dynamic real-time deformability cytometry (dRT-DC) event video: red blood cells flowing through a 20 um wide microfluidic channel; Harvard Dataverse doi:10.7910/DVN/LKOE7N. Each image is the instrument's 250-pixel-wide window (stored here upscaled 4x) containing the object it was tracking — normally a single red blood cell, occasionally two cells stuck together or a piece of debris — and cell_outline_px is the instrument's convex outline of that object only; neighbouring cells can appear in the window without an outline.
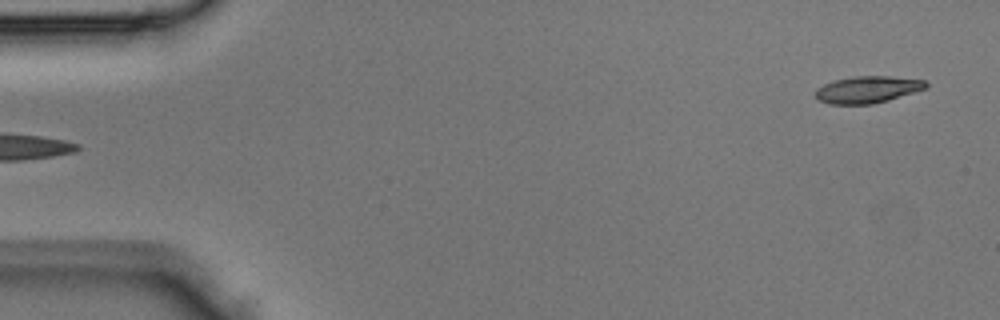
{"species": "Egyptian fruit bat (a non-hibernating species)", "species_latin": "Rousettus aegyptiacus", "temperature_condition": "room temperature", "stored_images_in_passage": 3, "camera_frame_rate_fps": 3000, "um_per_image_px": 0.085, "animal": {"sex": "male"}, "frame": {"image": 1, "passage_image": 3, "time_ms": 0.667, "image_size_px": [1000, 320], "cell_outline_px": [[928, 88], [888, 100], [872, 104], [828, 104], [820, 100], [816, 96], [816, 88], [824, 84], [836, 80], [852, 76], [888, 76], [924, 80], [928, 84]], "centroid_in_image_um": [73.76, 7.61], "position_along_channel_um": 11.2, "area_um2": 17.22}}